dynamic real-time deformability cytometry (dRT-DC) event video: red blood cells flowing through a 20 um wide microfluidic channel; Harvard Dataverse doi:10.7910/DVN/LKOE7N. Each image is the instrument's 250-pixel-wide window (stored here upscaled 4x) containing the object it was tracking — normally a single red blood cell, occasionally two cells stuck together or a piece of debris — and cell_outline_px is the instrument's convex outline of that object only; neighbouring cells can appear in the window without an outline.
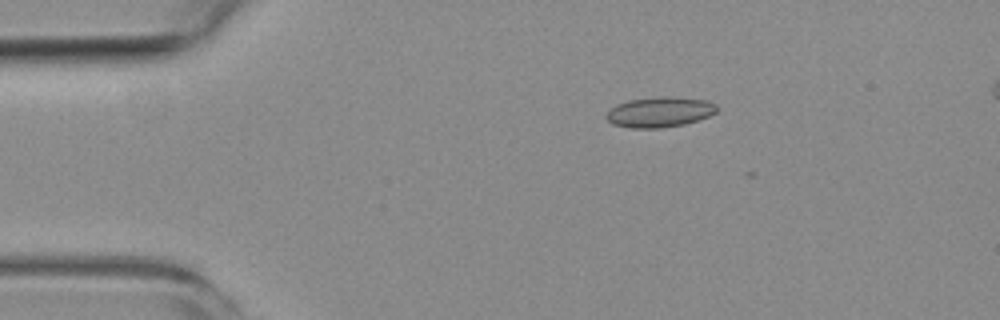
{"species": "common noctule bat (a hibernating species)", "species_latin": "Nyctalus noctula", "temperature_condition": "room temperature", "stored_images_in_passage": 4, "camera_frame_rate_fps": 3000, "um_per_image_px": 0.085, "animal": {"sex": "female", "body_mass_g": 19.3, "forearm_length_mm": 54.1}, "frame": {"image": 1, "passage_image": 4, "time_ms": 3.667, "image_size_px": [1000, 320], "cell_outline_px": [[716, 112], [708, 116], [684, 124], [660, 128], [628, 128], [612, 124], [604, 116], [616, 104], [628, 100], [704, 100], [716, 104]], "centroid_in_image_um": [55.99, 9.6], "position_along_channel_um": 29.0, "area_um2": 18.21}}